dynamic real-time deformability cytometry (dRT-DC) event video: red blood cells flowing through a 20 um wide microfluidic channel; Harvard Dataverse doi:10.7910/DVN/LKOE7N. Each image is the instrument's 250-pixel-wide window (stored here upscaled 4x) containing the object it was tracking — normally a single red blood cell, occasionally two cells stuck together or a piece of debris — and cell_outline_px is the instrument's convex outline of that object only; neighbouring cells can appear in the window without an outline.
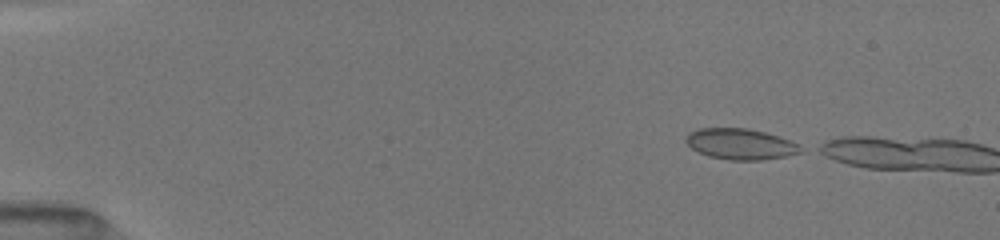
{"species": "common noctule bat (a hibernating species)", "species_latin": "Nyctalus noctula", "temperature_condition": "room temperature", "stored_images_in_passage": 3, "camera_frame_rate_fps": 3000, "um_per_image_px": 0.085, "animal": {"sex": "female", "body_mass_g": 19.5, "forearm_length_mm": 54.1}, "frame": {"image": 1, "passage_image": 1, "time_ms": 0.0, "image_size_px": [1000, 240], "cell_outline_px": [[804, 152], [788, 156], [764, 160], [728, 160], [708, 156], [692, 148], [684, 140], [688, 132], [700, 128], [748, 128], [764, 132], [788, 140], [804, 148]], "centroid_in_image_um": [62.94, 12.25], "position_along_channel_um": 22.1, "area_um2": 20.69}}